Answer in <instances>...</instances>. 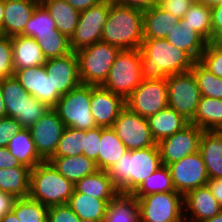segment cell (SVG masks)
<instances>
[{
    "mask_svg": "<svg viewBox=\"0 0 222 222\" xmlns=\"http://www.w3.org/2000/svg\"><path fill=\"white\" fill-rule=\"evenodd\" d=\"M142 79H162L191 71L194 60L165 38H144L140 47Z\"/></svg>",
    "mask_w": 222,
    "mask_h": 222,
    "instance_id": "1",
    "label": "cell"
},
{
    "mask_svg": "<svg viewBox=\"0 0 222 222\" xmlns=\"http://www.w3.org/2000/svg\"><path fill=\"white\" fill-rule=\"evenodd\" d=\"M162 166L158 145L127 151L107 172L120 193L132 194Z\"/></svg>",
    "mask_w": 222,
    "mask_h": 222,
    "instance_id": "2",
    "label": "cell"
},
{
    "mask_svg": "<svg viewBox=\"0 0 222 222\" xmlns=\"http://www.w3.org/2000/svg\"><path fill=\"white\" fill-rule=\"evenodd\" d=\"M143 39V10L121 6L110 0L101 41L121 50H132L140 48Z\"/></svg>",
    "mask_w": 222,
    "mask_h": 222,
    "instance_id": "3",
    "label": "cell"
},
{
    "mask_svg": "<svg viewBox=\"0 0 222 222\" xmlns=\"http://www.w3.org/2000/svg\"><path fill=\"white\" fill-rule=\"evenodd\" d=\"M74 184L60 174L49 161L37 164L30 172L29 197L51 207L67 204Z\"/></svg>",
    "mask_w": 222,
    "mask_h": 222,
    "instance_id": "4",
    "label": "cell"
},
{
    "mask_svg": "<svg viewBox=\"0 0 222 222\" xmlns=\"http://www.w3.org/2000/svg\"><path fill=\"white\" fill-rule=\"evenodd\" d=\"M120 51V48L102 41L78 50L81 83L101 86Z\"/></svg>",
    "mask_w": 222,
    "mask_h": 222,
    "instance_id": "5",
    "label": "cell"
},
{
    "mask_svg": "<svg viewBox=\"0 0 222 222\" xmlns=\"http://www.w3.org/2000/svg\"><path fill=\"white\" fill-rule=\"evenodd\" d=\"M142 80L140 48L121 50L101 86L126 100Z\"/></svg>",
    "mask_w": 222,
    "mask_h": 222,
    "instance_id": "6",
    "label": "cell"
},
{
    "mask_svg": "<svg viewBox=\"0 0 222 222\" xmlns=\"http://www.w3.org/2000/svg\"><path fill=\"white\" fill-rule=\"evenodd\" d=\"M65 127L88 130L97 127L91 113V85L81 84L63 95L53 107Z\"/></svg>",
    "mask_w": 222,
    "mask_h": 222,
    "instance_id": "7",
    "label": "cell"
},
{
    "mask_svg": "<svg viewBox=\"0 0 222 222\" xmlns=\"http://www.w3.org/2000/svg\"><path fill=\"white\" fill-rule=\"evenodd\" d=\"M138 200L139 222H183L184 195L176 191L157 192Z\"/></svg>",
    "mask_w": 222,
    "mask_h": 222,
    "instance_id": "8",
    "label": "cell"
},
{
    "mask_svg": "<svg viewBox=\"0 0 222 222\" xmlns=\"http://www.w3.org/2000/svg\"><path fill=\"white\" fill-rule=\"evenodd\" d=\"M168 107L191 121L201 99L200 89L192 71L169 75L166 78Z\"/></svg>",
    "mask_w": 222,
    "mask_h": 222,
    "instance_id": "9",
    "label": "cell"
},
{
    "mask_svg": "<svg viewBox=\"0 0 222 222\" xmlns=\"http://www.w3.org/2000/svg\"><path fill=\"white\" fill-rule=\"evenodd\" d=\"M126 107L148 119L168 106L166 78L143 79L125 100Z\"/></svg>",
    "mask_w": 222,
    "mask_h": 222,
    "instance_id": "10",
    "label": "cell"
},
{
    "mask_svg": "<svg viewBox=\"0 0 222 222\" xmlns=\"http://www.w3.org/2000/svg\"><path fill=\"white\" fill-rule=\"evenodd\" d=\"M109 9L110 0H104L80 12L77 27L70 38L71 51L77 52L82 48L101 41Z\"/></svg>",
    "mask_w": 222,
    "mask_h": 222,
    "instance_id": "11",
    "label": "cell"
},
{
    "mask_svg": "<svg viewBox=\"0 0 222 222\" xmlns=\"http://www.w3.org/2000/svg\"><path fill=\"white\" fill-rule=\"evenodd\" d=\"M112 128L128 151L157 145L152 137L148 119L130 111L127 107L120 112Z\"/></svg>",
    "mask_w": 222,
    "mask_h": 222,
    "instance_id": "12",
    "label": "cell"
},
{
    "mask_svg": "<svg viewBox=\"0 0 222 222\" xmlns=\"http://www.w3.org/2000/svg\"><path fill=\"white\" fill-rule=\"evenodd\" d=\"M203 131L195 124L189 123L180 131L160 140L157 145L162 165L167 166L198 152Z\"/></svg>",
    "mask_w": 222,
    "mask_h": 222,
    "instance_id": "13",
    "label": "cell"
},
{
    "mask_svg": "<svg viewBox=\"0 0 222 222\" xmlns=\"http://www.w3.org/2000/svg\"><path fill=\"white\" fill-rule=\"evenodd\" d=\"M176 192L185 195L192 189L207 185L209 180L200 151L167 165Z\"/></svg>",
    "mask_w": 222,
    "mask_h": 222,
    "instance_id": "14",
    "label": "cell"
},
{
    "mask_svg": "<svg viewBox=\"0 0 222 222\" xmlns=\"http://www.w3.org/2000/svg\"><path fill=\"white\" fill-rule=\"evenodd\" d=\"M64 129V122L53 108H49L29 129L36 150L45 161L55 154Z\"/></svg>",
    "mask_w": 222,
    "mask_h": 222,
    "instance_id": "15",
    "label": "cell"
},
{
    "mask_svg": "<svg viewBox=\"0 0 222 222\" xmlns=\"http://www.w3.org/2000/svg\"><path fill=\"white\" fill-rule=\"evenodd\" d=\"M44 67L51 78L53 89H56L61 96L82 84L76 52L72 51L62 57L47 59Z\"/></svg>",
    "mask_w": 222,
    "mask_h": 222,
    "instance_id": "16",
    "label": "cell"
},
{
    "mask_svg": "<svg viewBox=\"0 0 222 222\" xmlns=\"http://www.w3.org/2000/svg\"><path fill=\"white\" fill-rule=\"evenodd\" d=\"M14 77L31 96L49 108H53L62 97L56 89H53L51 78L44 66L14 70Z\"/></svg>",
    "mask_w": 222,
    "mask_h": 222,
    "instance_id": "17",
    "label": "cell"
},
{
    "mask_svg": "<svg viewBox=\"0 0 222 222\" xmlns=\"http://www.w3.org/2000/svg\"><path fill=\"white\" fill-rule=\"evenodd\" d=\"M125 107L123 97L102 86L91 85V113L98 127H112Z\"/></svg>",
    "mask_w": 222,
    "mask_h": 222,
    "instance_id": "18",
    "label": "cell"
},
{
    "mask_svg": "<svg viewBox=\"0 0 222 222\" xmlns=\"http://www.w3.org/2000/svg\"><path fill=\"white\" fill-rule=\"evenodd\" d=\"M190 211V215L184 213L185 220L189 222H201L213 218L222 211V206L212 195L209 187L203 186L192 189L184 195V210ZM188 216V217H187Z\"/></svg>",
    "mask_w": 222,
    "mask_h": 222,
    "instance_id": "19",
    "label": "cell"
},
{
    "mask_svg": "<svg viewBox=\"0 0 222 222\" xmlns=\"http://www.w3.org/2000/svg\"><path fill=\"white\" fill-rule=\"evenodd\" d=\"M40 0H4L3 36H16L24 32Z\"/></svg>",
    "mask_w": 222,
    "mask_h": 222,
    "instance_id": "20",
    "label": "cell"
},
{
    "mask_svg": "<svg viewBox=\"0 0 222 222\" xmlns=\"http://www.w3.org/2000/svg\"><path fill=\"white\" fill-rule=\"evenodd\" d=\"M165 39L173 46L185 51L194 61H199L209 43L194 28L185 25L184 18H180Z\"/></svg>",
    "mask_w": 222,
    "mask_h": 222,
    "instance_id": "21",
    "label": "cell"
},
{
    "mask_svg": "<svg viewBox=\"0 0 222 222\" xmlns=\"http://www.w3.org/2000/svg\"><path fill=\"white\" fill-rule=\"evenodd\" d=\"M14 70L44 66L47 61L38 42L33 37H11Z\"/></svg>",
    "mask_w": 222,
    "mask_h": 222,
    "instance_id": "22",
    "label": "cell"
},
{
    "mask_svg": "<svg viewBox=\"0 0 222 222\" xmlns=\"http://www.w3.org/2000/svg\"><path fill=\"white\" fill-rule=\"evenodd\" d=\"M199 151L203 157L209 179L222 178V134L203 131Z\"/></svg>",
    "mask_w": 222,
    "mask_h": 222,
    "instance_id": "23",
    "label": "cell"
},
{
    "mask_svg": "<svg viewBox=\"0 0 222 222\" xmlns=\"http://www.w3.org/2000/svg\"><path fill=\"white\" fill-rule=\"evenodd\" d=\"M110 201L97 199L91 195L79 193L74 190L67 205L82 222H104Z\"/></svg>",
    "mask_w": 222,
    "mask_h": 222,
    "instance_id": "24",
    "label": "cell"
},
{
    "mask_svg": "<svg viewBox=\"0 0 222 222\" xmlns=\"http://www.w3.org/2000/svg\"><path fill=\"white\" fill-rule=\"evenodd\" d=\"M48 161L73 184L99 170L96 162L83 154L69 157H51Z\"/></svg>",
    "mask_w": 222,
    "mask_h": 222,
    "instance_id": "25",
    "label": "cell"
},
{
    "mask_svg": "<svg viewBox=\"0 0 222 222\" xmlns=\"http://www.w3.org/2000/svg\"><path fill=\"white\" fill-rule=\"evenodd\" d=\"M148 123L152 137L158 143L160 140L183 129L190 121L167 106L155 115L150 116Z\"/></svg>",
    "mask_w": 222,
    "mask_h": 222,
    "instance_id": "26",
    "label": "cell"
},
{
    "mask_svg": "<svg viewBox=\"0 0 222 222\" xmlns=\"http://www.w3.org/2000/svg\"><path fill=\"white\" fill-rule=\"evenodd\" d=\"M74 190L102 200H112L120 193L113 185L108 172L103 170H98L76 182Z\"/></svg>",
    "mask_w": 222,
    "mask_h": 222,
    "instance_id": "27",
    "label": "cell"
},
{
    "mask_svg": "<svg viewBox=\"0 0 222 222\" xmlns=\"http://www.w3.org/2000/svg\"><path fill=\"white\" fill-rule=\"evenodd\" d=\"M179 20L157 4L143 10L144 38H166Z\"/></svg>",
    "mask_w": 222,
    "mask_h": 222,
    "instance_id": "28",
    "label": "cell"
},
{
    "mask_svg": "<svg viewBox=\"0 0 222 222\" xmlns=\"http://www.w3.org/2000/svg\"><path fill=\"white\" fill-rule=\"evenodd\" d=\"M1 82L6 117L15 118L22 126V108L31 95L13 76L6 77Z\"/></svg>",
    "mask_w": 222,
    "mask_h": 222,
    "instance_id": "29",
    "label": "cell"
},
{
    "mask_svg": "<svg viewBox=\"0 0 222 222\" xmlns=\"http://www.w3.org/2000/svg\"><path fill=\"white\" fill-rule=\"evenodd\" d=\"M124 143L112 127H101L98 169L108 171L127 152Z\"/></svg>",
    "mask_w": 222,
    "mask_h": 222,
    "instance_id": "30",
    "label": "cell"
},
{
    "mask_svg": "<svg viewBox=\"0 0 222 222\" xmlns=\"http://www.w3.org/2000/svg\"><path fill=\"white\" fill-rule=\"evenodd\" d=\"M40 2L49 11L57 29L70 39L77 27L80 12L65 0H40Z\"/></svg>",
    "mask_w": 222,
    "mask_h": 222,
    "instance_id": "31",
    "label": "cell"
},
{
    "mask_svg": "<svg viewBox=\"0 0 222 222\" xmlns=\"http://www.w3.org/2000/svg\"><path fill=\"white\" fill-rule=\"evenodd\" d=\"M7 148L17 160L33 169L37 164L45 161L37 152L29 129L23 128L8 142Z\"/></svg>",
    "mask_w": 222,
    "mask_h": 222,
    "instance_id": "32",
    "label": "cell"
},
{
    "mask_svg": "<svg viewBox=\"0 0 222 222\" xmlns=\"http://www.w3.org/2000/svg\"><path fill=\"white\" fill-rule=\"evenodd\" d=\"M190 123L204 131L222 129V99L201 96L197 111Z\"/></svg>",
    "mask_w": 222,
    "mask_h": 222,
    "instance_id": "33",
    "label": "cell"
},
{
    "mask_svg": "<svg viewBox=\"0 0 222 222\" xmlns=\"http://www.w3.org/2000/svg\"><path fill=\"white\" fill-rule=\"evenodd\" d=\"M30 172L28 166L0 169V191L17 199L29 197Z\"/></svg>",
    "mask_w": 222,
    "mask_h": 222,
    "instance_id": "34",
    "label": "cell"
},
{
    "mask_svg": "<svg viewBox=\"0 0 222 222\" xmlns=\"http://www.w3.org/2000/svg\"><path fill=\"white\" fill-rule=\"evenodd\" d=\"M104 222H139L137 198L130 193H119L108 203Z\"/></svg>",
    "mask_w": 222,
    "mask_h": 222,
    "instance_id": "35",
    "label": "cell"
},
{
    "mask_svg": "<svg viewBox=\"0 0 222 222\" xmlns=\"http://www.w3.org/2000/svg\"><path fill=\"white\" fill-rule=\"evenodd\" d=\"M183 18L185 25L194 28L209 43L212 42V20L209 5L194 1Z\"/></svg>",
    "mask_w": 222,
    "mask_h": 222,
    "instance_id": "36",
    "label": "cell"
},
{
    "mask_svg": "<svg viewBox=\"0 0 222 222\" xmlns=\"http://www.w3.org/2000/svg\"><path fill=\"white\" fill-rule=\"evenodd\" d=\"M62 34L56 27V23L52 19L49 11L40 2L27 22L23 36L34 37V36H47Z\"/></svg>",
    "mask_w": 222,
    "mask_h": 222,
    "instance_id": "37",
    "label": "cell"
},
{
    "mask_svg": "<svg viewBox=\"0 0 222 222\" xmlns=\"http://www.w3.org/2000/svg\"><path fill=\"white\" fill-rule=\"evenodd\" d=\"M176 191L167 166L162 165L132 193L137 199L157 192Z\"/></svg>",
    "mask_w": 222,
    "mask_h": 222,
    "instance_id": "38",
    "label": "cell"
},
{
    "mask_svg": "<svg viewBox=\"0 0 222 222\" xmlns=\"http://www.w3.org/2000/svg\"><path fill=\"white\" fill-rule=\"evenodd\" d=\"M191 71L197 81L201 96L222 99V78L217 77L199 61H195Z\"/></svg>",
    "mask_w": 222,
    "mask_h": 222,
    "instance_id": "39",
    "label": "cell"
},
{
    "mask_svg": "<svg viewBox=\"0 0 222 222\" xmlns=\"http://www.w3.org/2000/svg\"><path fill=\"white\" fill-rule=\"evenodd\" d=\"M12 211L19 222H47L48 207L30 197L16 199Z\"/></svg>",
    "mask_w": 222,
    "mask_h": 222,
    "instance_id": "40",
    "label": "cell"
},
{
    "mask_svg": "<svg viewBox=\"0 0 222 222\" xmlns=\"http://www.w3.org/2000/svg\"><path fill=\"white\" fill-rule=\"evenodd\" d=\"M85 130L65 127L57 150L52 157H69L83 154Z\"/></svg>",
    "mask_w": 222,
    "mask_h": 222,
    "instance_id": "41",
    "label": "cell"
},
{
    "mask_svg": "<svg viewBox=\"0 0 222 222\" xmlns=\"http://www.w3.org/2000/svg\"><path fill=\"white\" fill-rule=\"evenodd\" d=\"M46 59L62 57L71 53L70 39L64 34L33 37Z\"/></svg>",
    "mask_w": 222,
    "mask_h": 222,
    "instance_id": "42",
    "label": "cell"
},
{
    "mask_svg": "<svg viewBox=\"0 0 222 222\" xmlns=\"http://www.w3.org/2000/svg\"><path fill=\"white\" fill-rule=\"evenodd\" d=\"M49 107L31 96L22 108V127L30 129L47 111Z\"/></svg>",
    "mask_w": 222,
    "mask_h": 222,
    "instance_id": "43",
    "label": "cell"
},
{
    "mask_svg": "<svg viewBox=\"0 0 222 222\" xmlns=\"http://www.w3.org/2000/svg\"><path fill=\"white\" fill-rule=\"evenodd\" d=\"M199 62L214 75L222 78V51L212 42L207 44Z\"/></svg>",
    "mask_w": 222,
    "mask_h": 222,
    "instance_id": "44",
    "label": "cell"
},
{
    "mask_svg": "<svg viewBox=\"0 0 222 222\" xmlns=\"http://www.w3.org/2000/svg\"><path fill=\"white\" fill-rule=\"evenodd\" d=\"M11 37L0 35V80L14 75Z\"/></svg>",
    "mask_w": 222,
    "mask_h": 222,
    "instance_id": "45",
    "label": "cell"
},
{
    "mask_svg": "<svg viewBox=\"0 0 222 222\" xmlns=\"http://www.w3.org/2000/svg\"><path fill=\"white\" fill-rule=\"evenodd\" d=\"M83 155L96 162L98 167V154L101 141V127L85 130Z\"/></svg>",
    "mask_w": 222,
    "mask_h": 222,
    "instance_id": "46",
    "label": "cell"
},
{
    "mask_svg": "<svg viewBox=\"0 0 222 222\" xmlns=\"http://www.w3.org/2000/svg\"><path fill=\"white\" fill-rule=\"evenodd\" d=\"M47 222H82L75 212L67 205L48 207Z\"/></svg>",
    "mask_w": 222,
    "mask_h": 222,
    "instance_id": "47",
    "label": "cell"
},
{
    "mask_svg": "<svg viewBox=\"0 0 222 222\" xmlns=\"http://www.w3.org/2000/svg\"><path fill=\"white\" fill-rule=\"evenodd\" d=\"M23 127L16 121L15 118L4 117L0 118V148L7 147L10 139Z\"/></svg>",
    "mask_w": 222,
    "mask_h": 222,
    "instance_id": "48",
    "label": "cell"
},
{
    "mask_svg": "<svg viewBox=\"0 0 222 222\" xmlns=\"http://www.w3.org/2000/svg\"><path fill=\"white\" fill-rule=\"evenodd\" d=\"M195 0H158L157 5L175 17L183 18Z\"/></svg>",
    "mask_w": 222,
    "mask_h": 222,
    "instance_id": "49",
    "label": "cell"
},
{
    "mask_svg": "<svg viewBox=\"0 0 222 222\" xmlns=\"http://www.w3.org/2000/svg\"><path fill=\"white\" fill-rule=\"evenodd\" d=\"M212 20V43L222 36V3L210 6Z\"/></svg>",
    "mask_w": 222,
    "mask_h": 222,
    "instance_id": "50",
    "label": "cell"
},
{
    "mask_svg": "<svg viewBox=\"0 0 222 222\" xmlns=\"http://www.w3.org/2000/svg\"><path fill=\"white\" fill-rule=\"evenodd\" d=\"M25 166L14 157L7 147L0 148V169Z\"/></svg>",
    "mask_w": 222,
    "mask_h": 222,
    "instance_id": "51",
    "label": "cell"
},
{
    "mask_svg": "<svg viewBox=\"0 0 222 222\" xmlns=\"http://www.w3.org/2000/svg\"><path fill=\"white\" fill-rule=\"evenodd\" d=\"M112 2L126 7L146 10L158 3V0H111Z\"/></svg>",
    "mask_w": 222,
    "mask_h": 222,
    "instance_id": "52",
    "label": "cell"
},
{
    "mask_svg": "<svg viewBox=\"0 0 222 222\" xmlns=\"http://www.w3.org/2000/svg\"><path fill=\"white\" fill-rule=\"evenodd\" d=\"M16 199L13 195L0 191V219L12 211Z\"/></svg>",
    "mask_w": 222,
    "mask_h": 222,
    "instance_id": "53",
    "label": "cell"
},
{
    "mask_svg": "<svg viewBox=\"0 0 222 222\" xmlns=\"http://www.w3.org/2000/svg\"><path fill=\"white\" fill-rule=\"evenodd\" d=\"M207 186L209 187L212 195L222 206V178L209 179L207 182Z\"/></svg>",
    "mask_w": 222,
    "mask_h": 222,
    "instance_id": "54",
    "label": "cell"
},
{
    "mask_svg": "<svg viewBox=\"0 0 222 222\" xmlns=\"http://www.w3.org/2000/svg\"><path fill=\"white\" fill-rule=\"evenodd\" d=\"M69 5H71L74 9L81 12L92 6H95L101 3L104 0H65Z\"/></svg>",
    "mask_w": 222,
    "mask_h": 222,
    "instance_id": "55",
    "label": "cell"
},
{
    "mask_svg": "<svg viewBox=\"0 0 222 222\" xmlns=\"http://www.w3.org/2000/svg\"><path fill=\"white\" fill-rule=\"evenodd\" d=\"M0 222H19V219L13 211H10L0 219Z\"/></svg>",
    "mask_w": 222,
    "mask_h": 222,
    "instance_id": "56",
    "label": "cell"
},
{
    "mask_svg": "<svg viewBox=\"0 0 222 222\" xmlns=\"http://www.w3.org/2000/svg\"><path fill=\"white\" fill-rule=\"evenodd\" d=\"M4 117H6V110H5L4 97L2 94L1 82H0V118Z\"/></svg>",
    "mask_w": 222,
    "mask_h": 222,
    "instance_id": "57",
    "label": "cell"
},
{
    "mask_svg": "<svg viewBox=\"0 0 222 222\" xmlns=\"http://www.w3.org/2000/svg\"><path fill=\"white\" fill-rule=\"evenodd\" d=\"M4 0H0V35L3 36Z\"/></svg>",
    "mask_w": 222,
    "mask_h": 222,
    "instance_id": "58",
    "label": "cell"
},
{
    "mask_svg": "<svg viewBox=\"0 0 222 222\" xmlns=\"http://www.w3.org/2000/svg\"><path fill=\"white\" fill-rule=\"evenodd\" d=\"M201 222H222V211L215 215L213 218H209Z\"/></svg>",
    "mask_w": 222,
    "mask_h": 222,
    "instance_id": "59",
    "label": "cell"
},
{
    "mask_svg": "<svg viewBox=\"0 0 222 222\" xmlns=\"http://www.w3.org/2000/svg\"><path fill=\"white\" fill-rule=\"evenodd\" d=\"M195 1L209 5V6H213L215 4L222 3V0H195Z\"/></svg>",
    "mask_w": 222,
    "mask_h": 222,
    "instance_id": "60",
    "label": "cell"
},
{
    "mask_svg": "<svg viewBox=\"0 0 222 222\" xmlns=\"http://www.w3.org/2000/svg\"><path fill=\"white\" fill-rule=\"evenodd\" d=\"M213 44L222 51V36L218 37Z\"/></svg>",
    "mask_w": 222,
    "mask_h": 222,
    "instance_id": "61",
    "label": "cell"
}]
</instances>
